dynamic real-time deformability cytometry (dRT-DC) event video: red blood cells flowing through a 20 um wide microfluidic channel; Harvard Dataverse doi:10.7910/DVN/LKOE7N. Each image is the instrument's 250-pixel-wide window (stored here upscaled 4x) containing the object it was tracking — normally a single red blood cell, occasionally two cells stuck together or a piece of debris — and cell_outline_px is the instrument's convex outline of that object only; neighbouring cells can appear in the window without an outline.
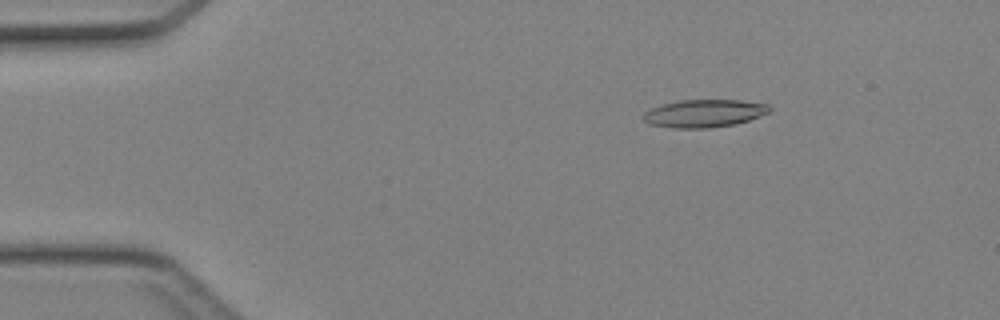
{"species": "Egyptian fruit bat (a non-hibernating species)", "species_latin": "Rousettus aegyptiacus", "temperature_condition": "cold", "stored_images_in_passage": 4, "camera_frame_rate_fps": 3000, "um_per_image_px": 0.085, "animal": {"sex": "female"}, "frame": {"image": 1, "passage_image": 2, "time_ms": 0.333, "image_size_px": [1000, 320], "cell_outline_px": [[772, 108], [768, 112], [760, 116], [736, 124], [708, 128], [672, 128], [648, 124], [644, 120], [644, 112], [652, 108], [664, 104], [680, 100], [740, 100], [768, 104]], "centroid_in_image_um": [59.86, 9.64], "position_along_channel_um": 25.1, "area_um2": 20.35}}
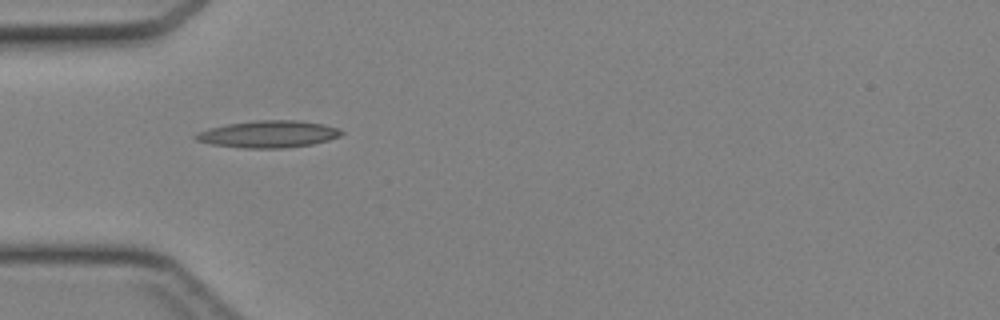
{"frame": {"image": 2, "passage_image": 4, "time_ms": 1.0, "image_size_px": [1000, 320], "cell_outline_px": [[344, 132], [340, 136], [328, 140], [312, 144], [280, 148], [244, 148], [212, 144], [196, 140], [192, 136], [196, 132], [208, 128], [228, 124], [256, 120], [300, 120], [324, 124], [336, 128]], "centroid_in_image_um": [22.78, 11.39], "position_along_channel_um": 62.2, "area_um2": 22.89}}